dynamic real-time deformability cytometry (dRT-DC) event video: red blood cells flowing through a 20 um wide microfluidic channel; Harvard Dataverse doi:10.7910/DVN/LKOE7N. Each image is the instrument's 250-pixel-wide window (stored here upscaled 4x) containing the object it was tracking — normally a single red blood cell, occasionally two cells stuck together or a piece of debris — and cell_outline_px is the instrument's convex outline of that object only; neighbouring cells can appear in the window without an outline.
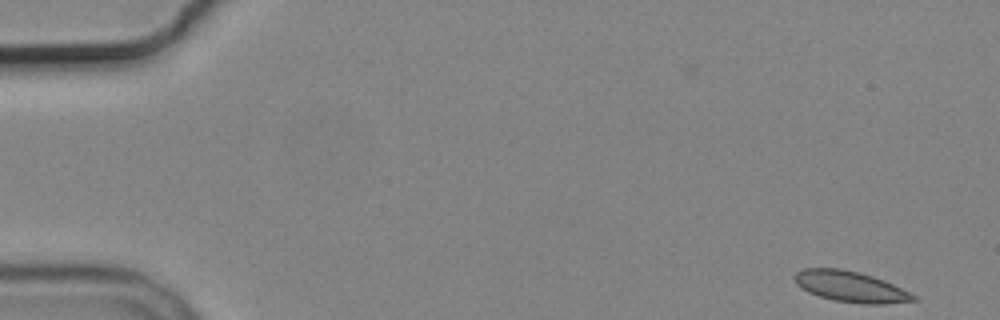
{"species": "common noctule bat (a hibernating species)", "species_latin": "Nyctalus noctula", "temperature_condition": "cold", "stored_images_in_passage": 5, "camera_frame_rate_fps": 3000, "um_per_image_px": 0.085, "animal": {"sex": "male", "body_mass_g": 19.2, "forearm_length_mm": 51.8}, "frame": {"image": 1, "passage_image": 1, "time_ms": 0.0, "image_size_px": [1000, 320], "cell_outline_px": [[920, 300], [884, 304], [864, 304], [836, 300], [820, 296], [808, 292], [800, 288], [796, 284], [792, 276], [796, 272], [804, 268], [840, 268], [872, 276], [884, 280], [916, 296]], "centroid_in_image_um": [72.26, 24.36], "position_along_channel_um": 12.7, "area_um2": 21.21}}
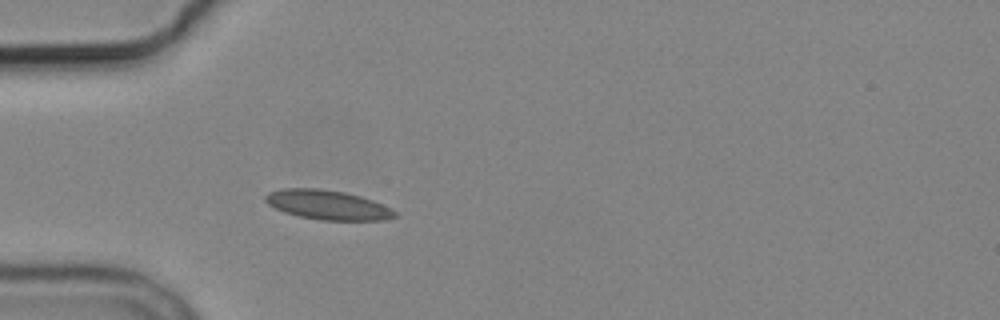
{"frame": {"image": 2, "passage_image": 5, "time_ms": 4.667, "image_size_px": [1000, 320], "cell_outline_px": [[396, 216], [384, 220], [320, 220], [300, 216], [284, 212], [268, 204], [264, 200], [264, 196], [268, 192], [284, 188], [320, 188], [344, 192], [360, 196], [372, 200], [392, 208], [396, 212]], "centroid_in_image_um": [27.84, 17.41], "position_along_channel_um": 57.2, "area_um2": 22.2}}